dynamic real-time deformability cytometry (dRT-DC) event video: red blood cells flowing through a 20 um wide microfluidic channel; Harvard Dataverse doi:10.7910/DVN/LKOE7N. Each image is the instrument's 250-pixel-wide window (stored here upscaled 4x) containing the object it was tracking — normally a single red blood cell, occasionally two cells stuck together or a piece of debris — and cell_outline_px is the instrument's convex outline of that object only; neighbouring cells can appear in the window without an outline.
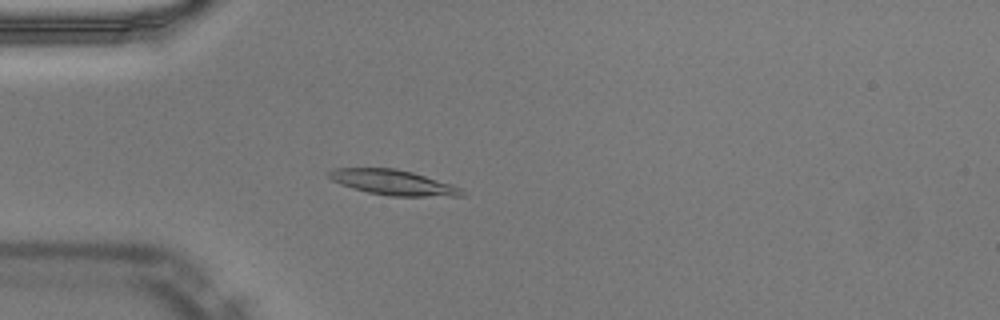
{"species": "Egyptian fruit bat (a non-hibernating species)", "species_latin": "Rousettus aegyptiacus", "temperature_condition": "warm", "stored_images_in_passage": 37, "camera_frame_rate_fps": 3000, "um_per_image_px": 0.085, "animal": {"sex": "male"}, "frame": {"image": 1, "passage_image": 1, "time_ms": 0.0, "image_size_px": [1000, 320], "cell_outline_px": [[468, 192], [464, 196], [388, 196], [368, 192], [352, 188], [340, 184], [332, 180], [328, 176], [328, 172], [332, 168], [396, 168], [412, 172], [452, 184]], "centroid_in_image_um": [33.43, 15.51], "position_along_channel_um": 51.6, "area_um2": 19.59}}
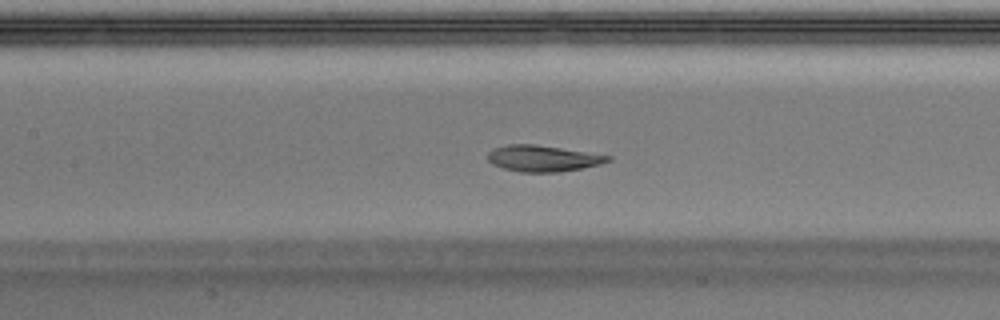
{"frame": {"image": 2, "passage_image": 10, "time_ms": 3.0, "image_size_px": [1000, 320], "cell_outline_px": [[612, 160], [600, 164], [560, 172], [520, 172], [504, 168], [492, 164], [488, 160], [488, 152], [492, 148], [508, 144], [536, 144], [612, 156]], "centroid_in_image_um": [46.12, 13.46], "position_along_channel_um": 161.3, "area_um2": 18.32}}
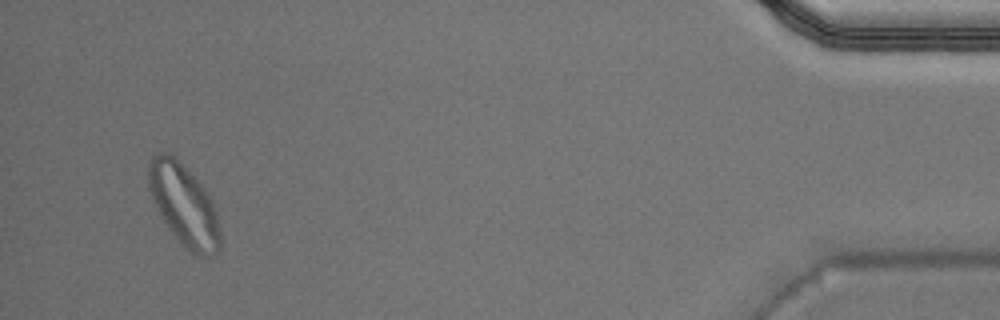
{"frame": {"image": 3, "passage_image": 35, "time_ms": 11.333, "image_size_px": [1000, 320], "cell_outline_px": [[220, 252], [212, 256], [196, 256], [184, 248], [168, 228], [156, 208], [152, 200], [148, 188], [148, 168], [152, 156], [160, 152], [168, 152], [176, 156], [204, 188], [216, 212], [220, 232]], "centroid_in_image_um": [15.62, 17.44], "position_along_channel_um": 419.6, "area_um2": 34.22}, "authors_computed_cell_mechanics": {"area_um2": 19.4786, "velocity_mm_per_s": 3.9779, "shape_relaxation_time_tau1_ms": 3.576, "shape_relaxation_time_tau2_ms": 0.9741, "deformation_change_tau1": 0.157, "deformation_change_tau2": 0.0536}}